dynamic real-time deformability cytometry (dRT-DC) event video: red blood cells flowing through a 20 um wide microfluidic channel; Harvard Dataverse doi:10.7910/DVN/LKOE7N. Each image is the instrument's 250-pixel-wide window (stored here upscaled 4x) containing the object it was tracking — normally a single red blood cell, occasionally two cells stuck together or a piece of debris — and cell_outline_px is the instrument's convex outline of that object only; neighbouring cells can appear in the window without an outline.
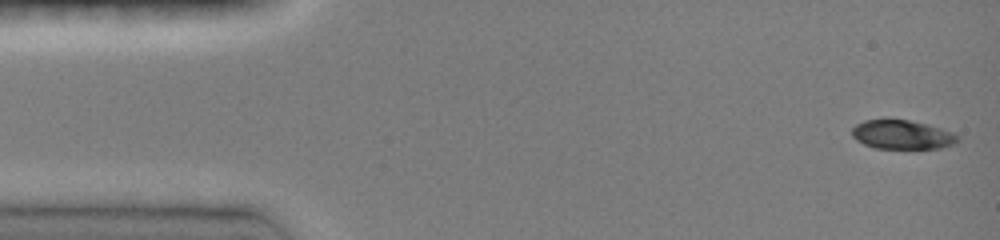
{"species": "common noctule bat (a hibernating species)", "species_latin": "Nyctalus noctula", "temperature_condition": "room temperature", "stored_images_in_passage": 46, "camera_frame_rate_fps": 3000, "um_per_image_px": 0.085, "animal": {"sex": "female", "body_mass_g": 19.0, "forearm_length_mm": 51.5}, "frame": {"image": 1, "passage_image": 1, "time_ms": 0.0, "image_size_px": [1000, 240], "cell_outline_px": [[960, 140], [952, 144], [940, 148], [876, 148], [864, 144], [856, 140], [852, 136], [852, 128], [856, 124], [864, 120], [888, 116], [928, 124], [952, 132], [960, 136]], "centroid_in_image_um": [76.64, 11.4], "position_along_channel_um": 8.4, "area_um2": 18.38}}
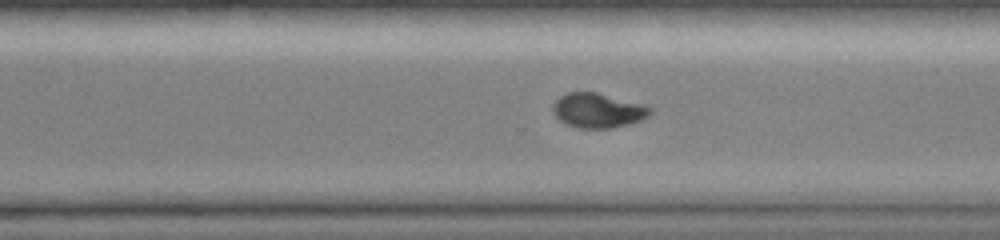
{"frame": {"image": 2, "passage_image": 32, "time_ms": 10.333, "image_size_px": [1000, 240], "cell_outline_px": [[652, 112], [648, 116], [640, 120], [628, 124], [612, 128], [580, 128], [564, 124], [552, 112], [552, 104], [560, 96], [568, 92], [596, 92], [640, 104], [652, 108]], "centroid_in_image_um": [50.77, 9.39], "position_along_channel_um": 319.8, "area_um2": 19.48}}
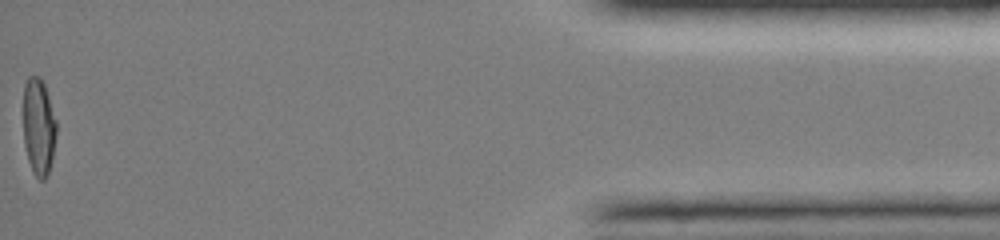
{"frame": {"image": 3, "passage_image": 46, "time_ms": 15.0, "image_size_px": [1000, 240], "cell_outline_px": [[56, 132], [52, 160], [48, 172], [44, 180], [40, 180], [32, 172], [28, 160], [24, 144], [24, 84], [28, 76], [40, 76], [44, 84], [56, 120]], "centroid_in_image_um": [3.28, 10.78], "position_along_channel_um": 431.9, "area_um2": 18.61}, "authors_computed_cell_mechanics": {"area_um2": 19.652, "velocity_mm_per_s": 4.1376, "shape_relaxation_time_tau1_ms": 3.7431, "shape_relaxation_time_tau2_ms": null, "deformation_change_tau1": 0.1665, "deformation_change_tau2": null}}